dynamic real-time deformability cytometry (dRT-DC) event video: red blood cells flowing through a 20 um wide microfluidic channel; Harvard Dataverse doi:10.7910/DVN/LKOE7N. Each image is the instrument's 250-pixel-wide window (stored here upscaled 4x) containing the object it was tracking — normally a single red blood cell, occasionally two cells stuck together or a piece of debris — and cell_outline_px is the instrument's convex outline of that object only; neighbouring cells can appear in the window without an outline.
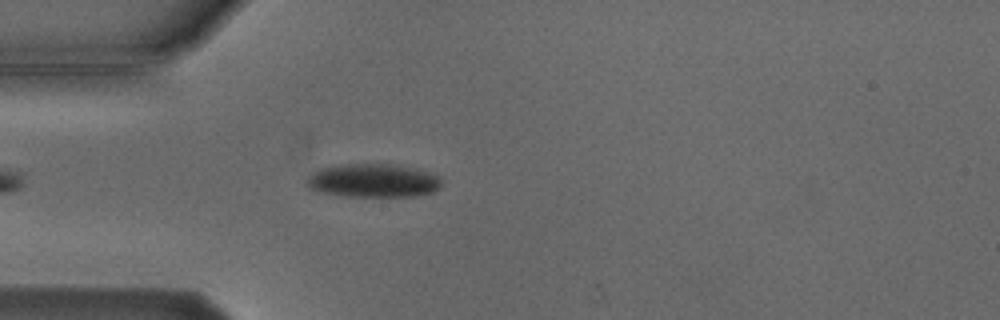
{"species": "Egyptian fruit bat (a non-hibernating species)", "species_latin": "Rousettus aegyptiacus", "temperature_condition": "cold", "stored_images_in_passage": 4, "camera_frame_rate_fps": 3000, "um_per_image_px": 0.085, "animal": {"sex": "male"}, "frame": {"image": 1, "passage_image": 4, "time_ms": 4.333, "image_size_px": [1000, 320], "cell_outline_px": [[440, 188], [432, 192], [416, 196], [340, 196], [308, 188], [308, 176], [320, 168], [344, 164], [400, 164], [416, 168], [440, 176]], "centroid_in_image_um": [31.76, 15.34], "position_along_channel_um": 53.2, "area_um2": 26.36}}